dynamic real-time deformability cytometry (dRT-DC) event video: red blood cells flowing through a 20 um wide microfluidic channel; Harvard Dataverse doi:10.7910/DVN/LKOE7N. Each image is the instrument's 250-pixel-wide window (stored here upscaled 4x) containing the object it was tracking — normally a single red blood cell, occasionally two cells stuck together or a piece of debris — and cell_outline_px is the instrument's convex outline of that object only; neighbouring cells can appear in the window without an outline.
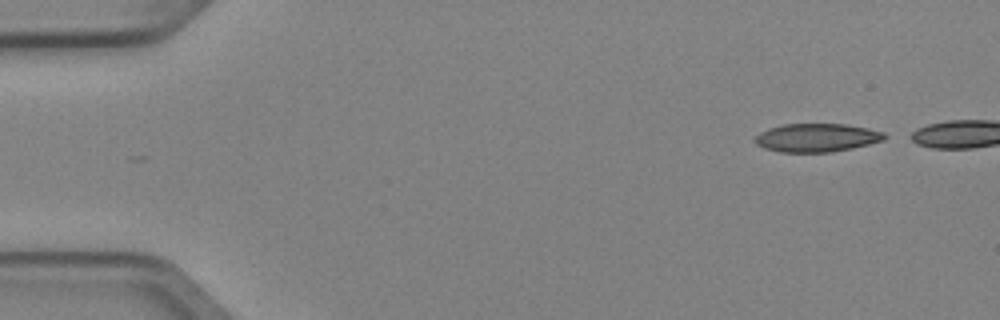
{"species": "Egyptian fruit bat (a non-hibernating species)", "species_latin": "Rousettus aegyptiacus", "temperature_condition": "cold", "stored_images_in_passage": 3, "camera_frame_rate_fps": 3000, "um_per_image_px": 0.085, "animal": {"sex": "female"}, "frame": {"image": 1, "passage_image": 1, "time_ms": 0.0, "image_size_px": [1000, 320], "cell_outline_px": [[888, 136], [884, 140], [852, 148], [832, 152], [780, 152], [764, 148], [756, 144], [752, 140], [752, 136], [768, 128], [784, 124], [848, 124], [868, 128], [884, 132]], "centroid_in_image_um": [69.39, 11.7], "position_along_channel_um": 15.6, "area_um2": 21.68}}
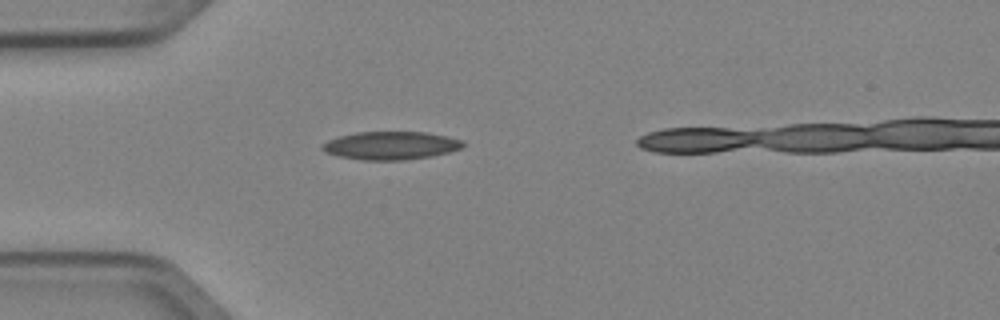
{"frame": {"image": 2, "passage_image": 3, "time_ms": 0.667, "image_size_px": [1000, 320], "cell_outline_px": [[464, 144], [460, 148], [448, 152], [432, 156], [404, 160], [360, 160], [340, 156], [324, 152], [320, 148], [320, 144], [328, 140], [340, 136], [356, 132], [424, 132], [444, 136], [460, 140]], "centroid_in_image_um": [33.14, 12.37], "position_along_channel_um": 51.9, "area_um2": 22.89}}